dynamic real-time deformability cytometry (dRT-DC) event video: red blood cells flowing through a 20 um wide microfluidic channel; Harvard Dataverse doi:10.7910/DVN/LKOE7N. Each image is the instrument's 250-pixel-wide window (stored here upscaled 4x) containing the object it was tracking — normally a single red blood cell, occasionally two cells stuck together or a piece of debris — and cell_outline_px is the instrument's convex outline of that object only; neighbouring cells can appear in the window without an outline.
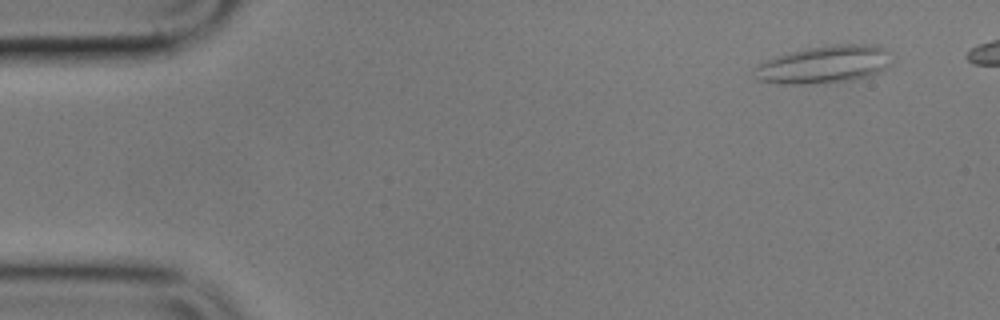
{"species": "common noctule bat (a hibernating species)", "species_latin": "Nyctalus noctula", "temperature_condition": "cold", "stored_images_in_passage": 8, "segment_of_instrument_passage": [1, 2], "camera_frame_rate_fps": 3000, "um_per_image_px": 0.085, "animal": {"sex": "male", "body_mass_g": 17.9}, "frame": {"image": 1, "passage_image": 2, "time_ms": 1.333, "image_size_px": [1000, 320], "cell_outline_px": [[892, 64], [888, 68], [872, 76], [852, 80], [812, 84], [780, 84], [760, 80], [752, 76], [752, 72], [764, 60], [788, 52], [808, 48], [836, 44], [876, 44], [884, 48], [888, 52]], "centroid_in_image_um": [70.08, 5.49], "position_along_channel_um": 14.9, "area_um2": 30.52}}
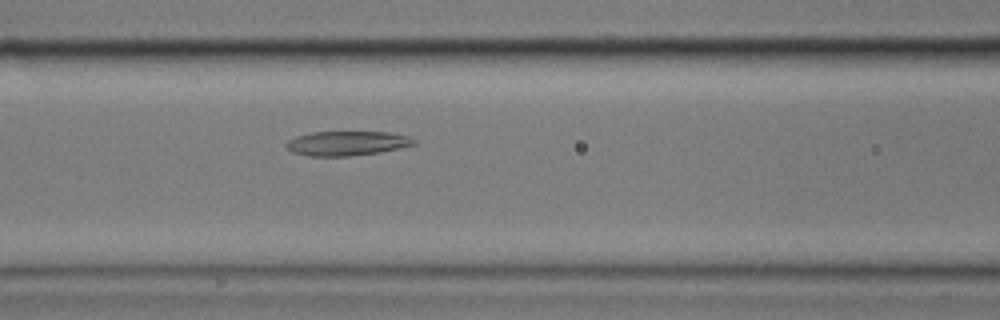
{"frame": {"image": 2, "passage_image": 7, "time_ms": 8.0, "image_size_px": [1000, 320], "cell_outline_px": [[416, 144], [380, 152], [348, 156], [308, 156], [292, 152], [284, 144], [288, 140], [296, 136], [312, 132], [392, 132], [408, 136], [416, 140]], "centroid_in_image_um": [29.48, 12.18], "position_along_channel_um": 137.1, "area_um2": 18.21}}